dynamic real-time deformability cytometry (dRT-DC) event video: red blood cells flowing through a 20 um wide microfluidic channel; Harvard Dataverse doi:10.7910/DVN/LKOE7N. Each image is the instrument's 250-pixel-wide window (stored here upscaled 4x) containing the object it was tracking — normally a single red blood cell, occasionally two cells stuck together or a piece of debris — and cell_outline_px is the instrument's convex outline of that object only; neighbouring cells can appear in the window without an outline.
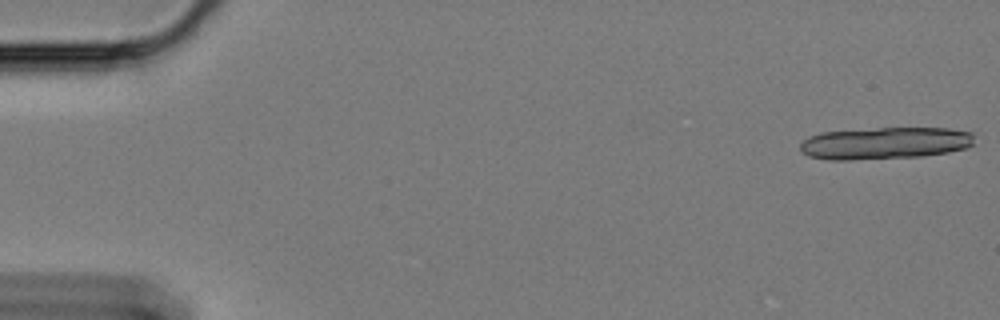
{"species": "Egyptian fruit bat (a non-hibernating species)", "species_latin": "Rousettus aegyptiacus", "temperature_condition": "cold", "stored_images_in_passage": 13, "camera_frame_rate_fps": 3000, "um_per_image_px": 0.085, "animal": {"sex": "female"}, "frame": {"image": 1, "passage_image": 1, "time_ms": 0.0, "image_size_px": [1000, 320], "cell_outline_px": [[972, 144], [968, 148], [948, 152], [924, 156], [848, 160], [828, 160], [808, 156], [800, 152], [800, 144], [808, 136], [820, 132], [880, 128], [948, 128], [972, 132]], "centroid_in_image_um": [75.18, 12.17], "position_along_channel_um": 9.8, "area_um2": 32.71}}